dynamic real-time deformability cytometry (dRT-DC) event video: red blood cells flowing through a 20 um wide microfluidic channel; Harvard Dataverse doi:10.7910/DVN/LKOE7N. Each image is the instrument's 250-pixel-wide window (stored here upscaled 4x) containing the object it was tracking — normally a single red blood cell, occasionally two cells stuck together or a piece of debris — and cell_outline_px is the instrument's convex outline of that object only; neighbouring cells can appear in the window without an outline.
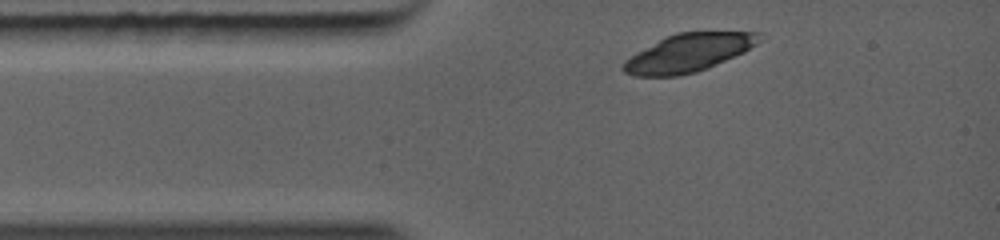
{"species": "common noctule bat (a hibernating species)", "species_latin": "Nyctalus noctula", "temperature_condition": "warm", "stored_images_in_passage": 1, "camera_frame_rate_fps": 5000, "um_per_image_px": 0.085, "animal": {"sex": "female", "body_mass_g": 19.0, "forearm_length_mm": 56.7}, "frame": {"image": 1, "passage_image": 1, "time_ms": 0.0, "image_size_px": [1000, 240], "cell_outline_px": [[764, 40], [744, 52], [708, 68], [696, 72], [680, 76], [632, 76], [624, 72], [620, 68], [624, 60], [636, 52], [676, 32], [760, 32]], "centroid_in_image_um": [58.53, 4.5], "position_along_channel_um": 26.5, "area_um2": 30.23}}